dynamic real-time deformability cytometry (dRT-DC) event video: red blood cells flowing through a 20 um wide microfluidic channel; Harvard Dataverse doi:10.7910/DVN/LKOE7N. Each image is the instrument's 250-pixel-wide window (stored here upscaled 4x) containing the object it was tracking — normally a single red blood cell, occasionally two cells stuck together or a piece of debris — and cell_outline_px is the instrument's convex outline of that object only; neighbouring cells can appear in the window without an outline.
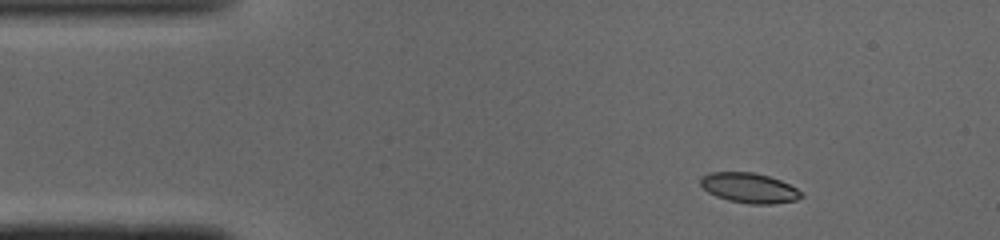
{"species": "common noctule bat (a hibernating species)", "species_latin": "Nyctalus noctula", "temperature_condition": "cold", "stored_images_in_passage": 43, "camera_frame_rate_fps": 3000, "um_per_image_px": 0.085, "animal": {"sex": "male", "body_mass_g": 19.0, "forearm_length_mm": 50.8}, "frame": {"image": 1, "passage_image": 1, "time_ms": 0.0, "image_size_px": [1000, 240], "cell_outline_px": [[804, 196], [796, 200], [772, 204], [748, 204], [728, 200], [716, 196], [708, 192], [700, 184], [700, 176], [708, 172], [752, 172], [768, 176], [780, 180], [804, 192]], "centroid_in_image_um": [63.68, 15.97], "position_along_channel_um": 21.3, "area_um2": 17.74}}
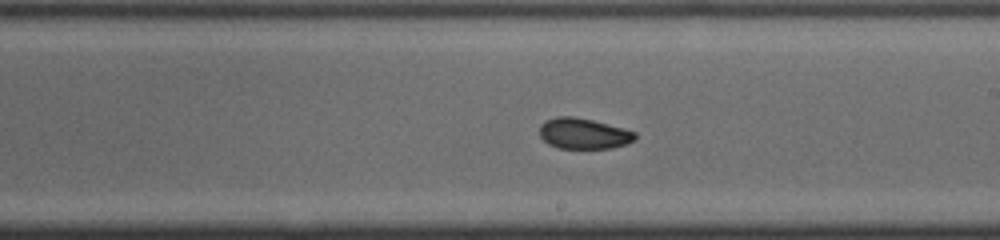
{"frame": {"image": 2, "passage_image": 22, "time_ms": 7.0, "image_size_px": [1000, 240], "cell_outline_px": [[636, 140], [612, 148], [556, 148], [548, 144], [540, 136], [540, 124], [544, 120], [556, 116], [572, 116], [592, 120], [624, 128], [636, 132]], "centroid_in_image_um": [49.58, 11.34], "position_along_channel_um": 239.4, "area_um2": 17.22}}
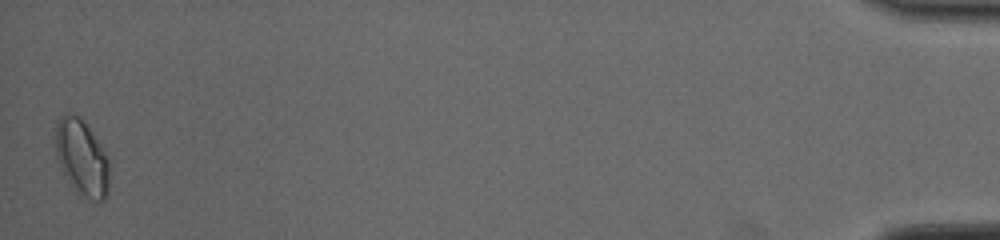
{"frame": {"image": 3, "passage_image": 43, "time_ms": 14.0, "image_size_px": [1000, 240], "cell_outline_px": [[108, 192], [104, 200], [100, 204], [92, 200], [76, 188], [60, 168], [56, 156], [56, 120], [60, 116], [68, 112], [80, 116], [84, 120], [104, 148], [108, 156]], "centroid_in_image_um": [6.97, 13.33], "position_along_channel_um": 428.2, "area_um2": 23.81}, "authors_computed_cell_mechanics": {"area_um2": 17.8602, "velocity_mm_per_s": 4.0919, "shape_relaxation_time_tau1_ms": null, "shape_relaxation_time_tau2_ms": 1.9498, "deformation_change_tau1": null, "deformation_change_tau2": 0.0514}}